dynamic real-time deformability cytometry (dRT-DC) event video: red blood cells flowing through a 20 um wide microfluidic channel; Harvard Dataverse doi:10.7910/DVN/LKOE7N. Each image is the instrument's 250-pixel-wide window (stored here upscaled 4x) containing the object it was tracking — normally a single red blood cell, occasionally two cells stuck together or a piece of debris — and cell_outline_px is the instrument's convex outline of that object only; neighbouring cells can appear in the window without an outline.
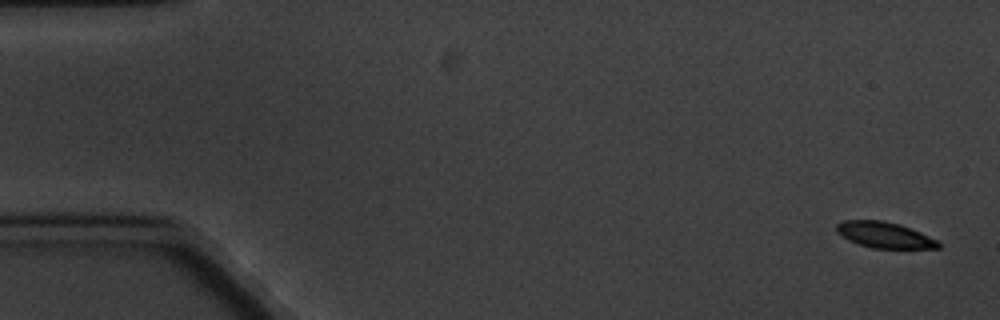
{"species": "common noctule bat (a hibernating species)", "species_latin": "Nyctalus noctula", "temperature_condition": "cold", "stored_images_in_passage": 5, "camera_frame_rate_fps": 3000, "um_per_image_px": 0.085, "animal": {"sex": "male", "body_mass_g": 20.1, "forearm_length_mm": 53.5}, "frame": {"image": 1, "passage_image": 1, "time_ms": 0.0, "image_size_px": [1000, 320], "cell_outline_px": [[940, 248], [872, 248], [848, 240], [836, 232], [836, 224], [844, 220], [880, 220], [900, 224], [940, 240]], "centroid_in_image_um": [75.2, 19.97], "position_along_channel_um": 9.8, "area_um2": 15.43}}